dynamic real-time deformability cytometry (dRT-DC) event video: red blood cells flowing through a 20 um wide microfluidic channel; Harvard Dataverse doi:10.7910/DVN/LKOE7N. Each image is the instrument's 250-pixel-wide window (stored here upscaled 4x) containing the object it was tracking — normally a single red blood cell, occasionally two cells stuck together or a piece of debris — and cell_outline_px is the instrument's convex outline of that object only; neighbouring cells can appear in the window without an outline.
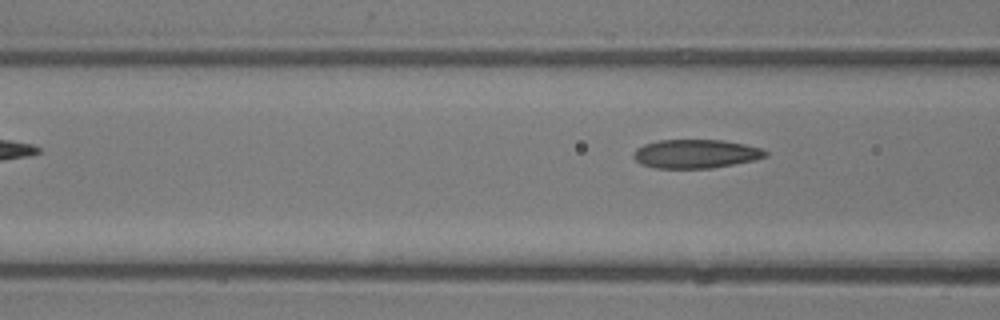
{"species": "common noctule bat (a hibernating species)", "species_latin": "Nyctalus noctula", "temperature_condition": "room temperature", "stored_images_in_passage": 5, "camera_frame_rate_fps": 3000, "um_per_image_px": 0.085, "animal": {"sex": "male", "body_mass_g": 13.3}, "frame": {"image": 1, "passage_image": 5, "time_ms": 4.667, "image_size_px": [1000, 320], "cell_outline_px": [[768, 156], [756, 160], [712, 168], [656, 168], [640, 164], [632, 156], [636, 148], [644, 144], [660, 140], [720, 140], [744, 144], [760, 148], [768, 152]], "centroid_in_image_um": [59.14, 13.08], "position_along_channel_um": 107.5, "area_um2": 22.14}}